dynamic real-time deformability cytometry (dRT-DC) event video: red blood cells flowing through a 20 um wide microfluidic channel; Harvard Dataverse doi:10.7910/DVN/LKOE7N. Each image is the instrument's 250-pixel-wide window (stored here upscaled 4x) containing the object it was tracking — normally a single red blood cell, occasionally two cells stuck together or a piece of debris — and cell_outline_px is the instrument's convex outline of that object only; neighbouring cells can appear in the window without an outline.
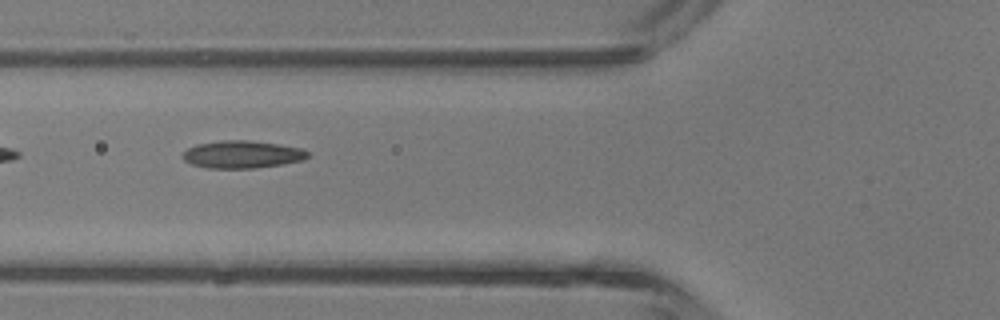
{"species": "common noctule bat (a hibernating species)", "species_latin": "Nyctalus noctula", "temperature_condition": "room temperature", "stored_images_in_passage": 7, "camera_frame_rate_fps": 3000, "um_per_image_px": 0.085, "animal": {"sex": "male", "body_mass_g": 13.3}, "frame": {"image": 1, "passage_image": 6, "time_ms": 6.667, "image_size_px": [1000, 320], "cell_outline_px": [[308, 156], [304, 160], [256, 168], [208, 168], [192, 164], [184, 160], [180, 156], [188, 148], [196, 144], [224, 140], [248, 140], [280, 144], [304, 148], [308, 152]], "centroid_in_image_um": [20.59, 13.12], "position_along_channel_um": 105.2, "area_um2": 20.11}}
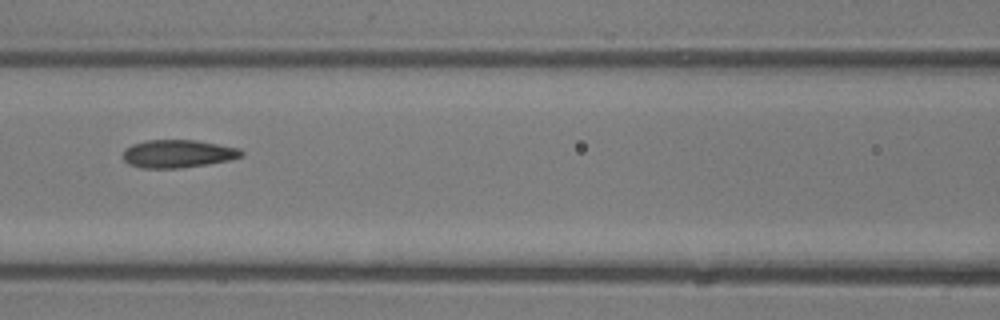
{"frame": {"image": 2, "passage_image": 7, "time_ms": 7.667, "image_size_px": [1000, 320], "cell_outline_px": [[244, 156], [228, 160], [208, 164], [180, 168], [140, 168], [128, 164], [124, 160], [124, 148], [132, 144], [144, 140], [196, 140], [240, 148], [244, 152]], "centroid_in_image_um": [15.12, 13.06], "position_along_channel_um": 151.5, "area_um2": 19.42}}